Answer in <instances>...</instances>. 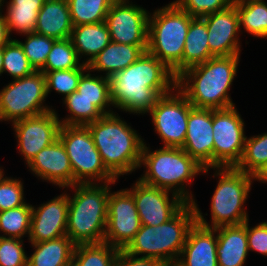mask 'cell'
Wrapping results in <instances>:
<instances>
[{
	"label": "cell",
	"mask_w": 267,
	"mask_h": 266,
	"mask_svg": "<svg viewBox=\"0 0 267 266\" xmlns=\"http://www.w3.org/2000/svg\"><path fill=\"white\" fill-rule=\"evenodd\" d=\"M119 251L106 243L76 245L72 266H114Z\"/></svg>",
	"instance_id": "cell-33"
},
{
	"label": "cell",
	"mask_w": 267,
	"mask_h": 266,
	"mask_svg": "<svg viewBox=\"0 0 267 266\" xmlns=\"http://www.w3.org/2000/svg\"><path fill=\"white\" fill-rule=\"evenodd\" d=\"M13 37H10L5 18L0 10V48L4 47Z\"/></svg>",
	"instance_id": "cell-46"
},
{
	"label": "cell",
	"mask_w": 267,
	"mask_h": 266,
	"mask_svg": "<svg viewBox=\"0 0 267 266\" xmlns=\"http://www.w3.org/2000/svg\"><path fill=\"white\" fill-rule=\"evenodd\" d=\"M3 71V47L0 48V76H2Z\"/></svg>",
	"instance_id": "cell-49"
},
{
	"label": "cell",
	"mask_w": 267,
	"mask_h": 266,
	"mask_svg": "<svg viewBox=\"0 0 267 266\" xmlns=\"http://www.w3.org/2000/svg\"><path fill=\"white\" fill-rule=\"evenodd\" d=\"M55 109L18 120L11 124L15 133L18 153L28 165L43 148L58 139L60 120Z\"/></svg>",
	"instance_id": "cell-15"
},
{
	"label": "cell",
	"mask_w": 267,
	"mask_h": 266,
	"mask_svg": "<svg viewBox=\"0 0 267 266\" xmlns=\"http://www.w3.org/2000/svg\"><path fill=\"white\" fill-rule=\"evenodd\" d=\"M126 189L133 195L141 225L158 226L170 220L187 203L179 195L139 179Z\"/></svg>",
	"instance_id": "cell-16"
},
{
	"label": "cell",
	"mask_w": 267,
	"mask_h": 266,
	"mask_svg": "<svg viewBox=\"0 0 267 266\" xmlns=\"http://www.w3.org/2000/svg\"><path fill=\"white\" fill-rule=\"evenodd\" d=\"M165 263L148 257H139L120 250L114 266H163Z\"/></svg>",
	"instance_id": "cell-44"
},
{
	"label": "cell",
	"mask_w": 267,
	"mask_h": 266,
	"mask_svg": "<svg viewBox=\"0 0 267 266\" xmlns=\"http://www.w3.org/2000/svg\"><path fill=\"white\" fill-rule=\"evenodd\" d=\"M24 239L0 237V266H27Z\"/></svg>",
	"instance_id": "cell-41"
},
{
	"label": "cell",
	"mask_w": 267,
	"mask_h": 266,
	"mask_svg": "<svg viewBox=\"0 0 267 266\" xmlns=\"http://www.w3.org/2000/svg\"><path fill=\"white\" fill-rule=\"evenodd\" d=\"M62 101L66 107V111L69 112L65 118H59L61 125L86 126L105 115L96 105L92 104L90 100L81 96V93L77 90Z\"/></svg>",
	"instance_id": "cell-29"
},
{
	"label": "cell",
	"mask_w": 267,
	"mask_h": 266,
	"mask_svg": "<svg viewBox=\"0 0 267 266\" xmlns=\"http://www.w3.org/2000/svg\"><path fill=\"white\" fill-rule=\"evenodd\" d=\"M142 166L145 170L137 179L145 184L171 191L187 203H192L196 199L188 189L193 185V180L200 174H210L208 171L211 170L200 166L182 148L161 146L152 151L145 142L139 169Z\"/></svg>",
	"instance_id": "cell-4"
},
{
	"label": "cell",
	"mask_w": 267,
	"mask_h": 266,
	"mask_svg": "<svg viewBox=\"0 0 267 266\" xmlns=\"http://www.w3.org/2000/svg\"><path fill=\"white\" fill-rule=\"evenodd\" d=\"M239 14L240 32L256 38H267V2L252 1L235 5ZM242 29V31H241Z\"/></svg>",
	"instance_id": "cell-30"
},
{
	"label": "cell",
	"mask_w": 267,
	"mask_h": 266,
	"mask_svg": "<svg viewBox=\"0 0 267 266\" xmlns=\"http://www.w3.org/2000/svg\"><path fill=\"white\" fill-rule=\"evenodd\" d=\"M208 30V45L214 57L241 55L239 14L235 5L202 17ZM241 44V45H240Z\"/></svg>",
	"instance_id": "cell-18"
},
{
	"label": "cell",
	"mask_w": 267,
	"mask_h": 266,
	"mask_svg": "<svg viewBox=\"0 0 267 266\" xmlns=\"http://www.w3.org/2000/svg\"><path fill=\"white\" fill-rule=\"evenodd\" d=\"M212 109L193 107L188 116L182 149L204 169L213 168Z\"/></svg>",
	"instance_id": "cell-20"
},
{
	"label": "cell",
	"mask_w": 267,
	"mask_h": 266,
	"mask_svg": "<svg viewBox=\"0 0 267 266\" xmlns=\"http://www.w3.org/2000/svg\"><path fill=\"white\" fill-rule=\"evenodd\" d=\"M216 228H207L197 222L190 228L178 266H218Z\"/></svg>",
	"instance_id": "cell-21"
},
{
	"label": "cell",
	"mask_w": 267,
	"mask_h": 266,
	"mask_svg": "<svg viewBox=\"0 0 267 266\" xmlns=\"http://www.w3.org/2000/svg\"><path fill=\"white\" fill-rule=\"evenodd\" d=\"M67 191H66V190ZM62 194L41 203L32 205V219L29 243L48 241L67 235L68 188Z\"/></svg>",
	"instance_id": "cell-17"
},
{
	"label": "cell",
	"mask_w": 267,
	"mask_h": 266,
	"mask_svg": "<svg viewBox=\"0 0 267 266\" xmlns=\"http://www.w3.org/2000/svg\"><path fill=\"white\" fill-rule=\"evenodd\" d=\"M0 89V121L12 124L54 109L47 105L46 78L43 72L13 79Z\"/></svg>",
	"instance_id": "cell-10"
},
{
	"label": "cell",
	"mask_w": 267,
	"mask_h": 266,
	"mask_svg": "<svg viewBox=\"0 0 267 266\" xmlns=\"http://www.w3.org/2000/svg\"><path fill=\"white\" fill-rule=\"evenodd\" d=\"M77 91L90 100L105 115L115 113L110 95V80L99 74H92L88 69L80 78Z\"/></svg>",
	"instance_id": "cell-28"
},
{
	"label": "cell",
	"mask_w": 267,
	"mask_h": 266,
	"mask_svg": "<svg viewBox=\"0 0 267 266\" xmlns=\"http://www.w3.org/2000/svg\"><path fill=\"white\" fill-rule=\"evenodd\" d=\"M70 39L78 57L84 58L82 62L87 65L111 42L105 22L73 26Z\"/></svg>",
	"instance_id": "cell-25"
},
{
	"label": "cell",
	"mask_w": 267,
	"mask_h": 266,
	"mask_svg": "<svg viewBox=\"0 0 267 266\" xmlns=\"http://www.w3.org/2000/svg\"><path fill=\"white\" fill-rule=\"evenodd\" d=\"M88 70V65L80 68L46 72V92L48 95L54 90L61 94L64 100L68 95L77 90L81 76Z\"/></svg>",
	"instance_id": "cell-37"
},
{
	"label": "cell",
	"mask_w": 267,
	"mask_h": 266,
	"mask_svg": "<svg viewBox=\"0 0 267 266\" xmlns=\"http://www.w3.org/2000/svg\"><path fill=\"white\" fill-rule=\"evenodd\" d=\"M245 122L236 106L212 109L213 168L235 167L243 154Z\"/></svg>",
	"instance_id": "cell-11"
},
{
	"label": "cell",
	"mask_w": 267,
	"mask_h": 266,
	"mask_svg": "<svg viewBox=\"0 0 267 266\" xmlns=\"http://www.w3.org/2000/svg\"><path fill=\"white\" fill-rule=\"evenodd\" d=\"M115 0H67L73 26L105 22Z\"/></svg>",
	"instance_id": "cell-32"
},
{
	"label": "cell",
	"mask_w": 267,
	"mask_h": 266,
	"mask_svg": "<svg viewBox=\"0 0 267 266\" xmlns=\"http://www.w3.org/2000/svg\"><path fill=\"white\" fill-rule=\"evenodd\" d=\"M240 56L212 57L192 66L176 77V88L195 108L217 110L235 106L229 90L237 75Z\"/></svg>",
	"instance_id": "cell-2"
},
{
	"label": "cell",
	"mask_w": 267,
	"mask_h": 266,
	"mask_svg": "<svg viewBox=\"0 0 267 266\" xmlns=\"http://www.w3.org/2000/svg\"><path fill=\"white\" fill-rule=\"evenodd\" d=\"M115 113L87 124L106 169L118 180L139 169L144 138Z\"/></svg>",
	"instance_id": "cell-3"
},
{
	"label": "cell",
	"mask_w": 267,
	"mask_h": 266,
	"mask_svg": "<svg viewBox=\"0 0 267 266\" xmlns=\"http://www.w3.org/2000/svg\"><path fill=\"white\" fill-rule=\"evenodd\" d=\"M216 232L218 266H244L249 255L247 220L240 225L218 227Z\"/></svg>",
	"instance_id": "cell-22"
},
{
	"label": "cell",
	"mask_w": 267,
	"mask_h": 266,
	"mask_svg": "<svg viewBox=\"0 0 267 266\" xmlns=\"http://www.w3.org/2000/svg\"><path fill=\"white\" fill-rule=\"evenodd\" d=\"M34 252L27 258V266H72L75 244L67 236L31 243Z\"/></svg>",
	"instance_id": "cell-26"
},
{
	"label": "cell",
	"mask_w": 267,
	"mask_h": 266,
	"mask_svg": "<svg viewBox=\"0 0 267 266\" xmlns=\"http://www.w3.org/2000/svg\"><path fill=\"white\" fill-rule=\"evenodd\" d=\"M232 5L245 4L252 1H261V0H230Z\"/></svg>",
	"instance_id": "cell-48"
},
{
	"label": "cell",
	"mask_w": 267,
	"mask_h": 266,
	"mask_svg": "<svg viewBox=\"0 0 267 266\" xmlns=\"http://www.w3.org/2000/svg\"><path fill=\"white\" fill-rule=\"evenodd\" d=\"M214 57L209 50L208 30L206 21L201 17H194L188 29L183 50V71L204 63Z\"/></svg>",
	"instance_id": "cell-27"
},
{
	"label": "cell",
	"mask_w": 267,
	"mask_h": 266,
	"mask_svg": "<svg viewBox=\"0 0 267 266\" xmlns=\"http://www.w3.org/2000/svg\"><path fill=\"white\" fill-rule=\"evenodd\" d=\"M45 0H0V9H17L25 11H40ZM5 4V5H4Z\"/></svg>",
	"instance_id": "cell-45"
},
{
	"label": "cell",
	"mask_w": 267,
	"mask_h": 266,
	"mask_svg": "<svg viewBox=\"0 0 267 266\" xmlns=\"http://www.w3.org/2000/svg\"><path fill=\"white\" fill-rule=\"evenodd\" d=\"M145 51L140 46L110 42L92 61L88 69L110 78L134 63Z\"/></svg>",
	"instance_id": "cell-23"
},
{
	"label": "cell",
	"mask_w": 267,
	"mask_h": 266,
	"mask_svg": "<svg viewBox=\"0 0 267 266\" xmlns=\"http://www.w3.org/2000/svg\"><path fill=\"white\" fill-rule=\"evenodd\" d=\"M9 30L10 37L12 33H19V35H25L31 32H35L37 23V17L39 11H25L17 9H0ZM15 31V32H13Z\"/></svg>",
	"instance_id": "cell-40"
},
{
	"label": "cell",
	"mask_w": 267,
	"mask_h": 266,
	"mask_svg": "<svg viewBox=\"0 0 267 266\" xmlns=\"http://www.w3.org/2000/svg\"><path fill=\"white\" fill-rule=\"evenodd\" d=\"M73 24L67 0H45L37 17L35 33L55 39L71 37Z\"/></svg>",
	"instance_id": "cell-24"
},
{
	"label": "cell",
	"mask_w": 267,
	"mask_h": 266,
	"mask_svg": "<svg viewBox=\"0 0 267 266\" xmlns=\"http://www.w3.org/2000/svg\"><path fill=\"white\" fill-rule=\"evenodd\" d=\"M192 108L188 99L175 87L169 94L161 96L147 113L164 147H183Z\"/></svg>",
	"instance_id": "cell-12"
},
{
	"label": "cell",
	"mask_w": 267,
	"mask_h": 266,
	"mask_svg": "<svg viewBox=\"0 0 267 266\" xmlns=\"http://www.w3.org/2000/svg\"><path fill=\"white\" fill-rule=\"evenodd\" d=\"M192 17L173 1L150 12L147 52L162 61L175 77L183 72V50Z\"/></svg>",
	"instance_id": "cell-8"
},
{
	"label": "cell",
	"mask_w": 267,
	"mask_h": 266,
	"mask_svg": "<svg viewBox=\"0 0 267 266\" xmlns=\"http://www.w3.org/2000/svg\"><path fill=\"white\" fill-rule=\"evenodd\" d=\"M116 182L77 183L69 188L67 236L75 245L104 243L109 192Z\"/></svg>",
	"instance_id": "cell-5"
},
{
	"label": "cell",
	"mask_w": 267,
	"mask_h": 266,
	"mask_svg": "<svg viewBox=\"0 0 267 266\" xmlns=\"http://www.w3.org/2000/svg\"><path fill=\"white\" fill-rule=\"evenodd\" d=\"M20 178L4 176L0 181V211L25 205L24 183Z\"/></svg>",
	"instance_id": "cell-39"
},
{
	"label": "cell",
	"mask_w": 267,
	"mask_h": 266,
	"mask_svg": "<svg viewBox=\"0 0 267 266\" xmlns=\"http://www.w3.org/2000/svg\"><path fill=\"white\" fill-rule=\"evenodd\" d=\"M141 227L133 195L125 188L109 192L104 243L124 250Z\"/></svg>",
	"instance_id": "cell-14"
},
{
	"label": "cell",
	"mask_w": 267,
	"mask_h": 266,
	"mask_svg": "<svg viewBox=\"0 0 267 266\" xmlns=\"http://www.w3.org/2000/svg\"><path fill=\"white\" fill-rule=\"evenodd\" d=\"M212 170L214 171L212 177L218 180L210 203L211 223L203 216L197 200H194L192 204L196 213V222L214 229L243 224L249 219L244 206L254 183L252 175L234 167L212 168Z\"/></svg>",
	"instance_id": "cell-6"
},
{
	"label": "cell",
	"mask_w": 267,
	"mask_h": 266,
	"mask_svg": "<svg viewBox=\"0 0 267 266\" xmlns=\"http://www.w3.org/2000/svg\"><path fill=\"white\" fill-rule=\"evenodd\" d=\"M130 0H115L105 18L112 42L140 46L148 44L150 12Z\"/></svg>",
	"instance_id": "cell-13"
},
{
	"label": "cell",
	"mask_w": 267,
	"mask_h": 266,
	"mask_svg": "<svg viewBox=\"0 0 267 266\" xmlns=\"http://www.w3.org/2000/svg\"><path fill=\"white\" fill-rule=\"evenodd\" d=\"M36 70L30 64L23 48L16 39H11L3 47V71L2 74L10 78L19 79L33 74Z\"/></svg>",
	"instance_id": "cell-36"
},
{
	"label": "cell",
	"mask_w": 267,
	"mask_h": 266,
	"mask_svg": "<svg viewBox=\"0 0 267 266\" xmlns=\"http://www.w3.org/2000/svg\"><path fill=\"white\" fill-rule=\"evenodd\" d=\"M173 2L192 17L201 18L232 5L230 0H173Z\"/></svg>",
	"instance_id": "cell-42"
},
{
	"label": "cell",
	"mask_w": 267,
	"mask_h": 266,
	"mask_svg": "<svg viewBox=\"0 0 267 266\" xmlns=\"http://www.w3.org/2000/svg\"><path fill=\"white\" fill-rule=\"evenodd\" d=\"M195 222L194 206L186 203L170 220L158 226L141 225L124 251L164 263H176Z\"/></svg>",
	"instance_id": "cell-7"
},
{
	"label": "cell",
	"mask_w": 267,
	"mask_h": 266,
	"mask_svg": "<svg viewBox=\"0 0 267 266\" xmlns=\"http://www.w3.org/2000/svg\"><path fill=\"white\" fill-rule=\"evenodd\" d=\"M267 161V132L246 137L244 150L235 169L254 175Z\"/></svg>",
	"instance_id": "cell-35"
},
{
	"label": "cell",
	"mask_w": 267,
	"mask_h": 266,
	"mask_svg": "<svg viewBox=\"0 0 267 266\" xmlns=\"http://www.w3.org/2000/svg\"><path fill=\"white\" fill-rule=\"evenodd\" d=\"M32 219V204L0 211V237L29 238ZM3 233V234H2Z\"/></svg>",
	"instance_id": "cell-31"
},
{
	"label": "cell",
	"mask_w": 267,
	"mask_h": 266,
	"mask_svg": "<svg viewBox=\"0 0 267 266\" xmlns=\"http://www.w3.org/2000/svg\"><path fill=\"white\" fill-rule=\"evenodd\" d=\"M163 266H178L176 263H165Z\"/></svg>",
	"instance_id": "cell-51"
},
{
	"label": "cell",
	"mask_w": 267,
	"mask_h": 266,
	"mask_svg": "<svg viewBox=\"0 0 267 266\" xmlns=\"http://www.w3.org/2000/svg\"><path fill=\"white\" fill-rule=\"evenodd\" d=\"M24 42L16 38L23 48L24 54L36 71H39L46 63L55 38L43 36L35 32L25 35Z\"/></svg>",
	"instance_id": "cell-38"
},
{
	"label": "cell",
	"mask_w": 267,
	"mask_h": 266,
	"mask_svg": "<svg viewBox=\"0 0 267 266\" xmlns=\"http://www.w3.org/2000/svg\"><path fill=\"white\" fill-rule=\"evenodd\" d=\"M36 178L60 189L73 185V171L66 149L58 138L43 148L27 165Z\"/></svg>",
	"instance_id": "cell-19"
},
{
	"label": "cell",
	"mask_w": 267,
	"mask_h": 266,
	"mask_svg": "<svg viewBox=\"0 0 267 266\" xmlns=\"http://www.w3.org/2000/svg\"><path fill=\"white\" fill-rule=\"evenodd\" d=\"M58 138L64 145L77 183L118 182L106 169L87 126L61 125Z\"/></svg>",
	"instance_id": "cell-9"
},
{
	"label": "cell",
	"mask_w": 267,
	"mask_h": 266,
	"mask_svg": "<svg viewBox=\"0 0 267 266\" xmlns=\"http://www.w3.org/2000/svg\"><path fill=\"white\" fill-rule=\"evenodd\" d=\"M253 181H258L267 184V161L262 165V167L252 176Z\"/></svg>",
	"instance_id": "cell-47"
},
{
	"label": "cell",
	"mask_w": 267,
	"mask_h": 266,
	"mask_svg": "<svg viewBox=\"0 0 267 266\" xmlns=\"http://www.w3.org/2000/svg\"><path fill=\"white\" fill-rule=\"evenodd\" d=\"M110 80L113 108L146 115L157 100L176 87V77L162 61L147 51Z\"/></svg>",
	"instance_id": "cell-1"
},
{
	"label": "cell",
	"mask_w": 267,
	"mask_h": 266,
	"mask_svg": "<svg viewBox=\"0 0 267 266\" xmlns=\"http://www.w3.org/2000/svg\"><path fill=\"white\" fill-rule=\"evenodd\" d=\"M247 220V242L249 252H256L257 254L267 256V221H262L256 226H249Z\"/></svg>",
	"instance_id": "cell-43"
},
{
	"label": "cell",
	"mask_w": 267,
	"mask_h": 266,
	"mask_svg": "<svg viewBox=\"0 0 267 266\" xmlns=\"http://www.w3.org/2000/svg\"><path fill=\"white\" fill-rule=\"evenodd\" d=\"M4 174H5L4 168L1 167V165H0V181L5 176Z\"/></svg>",
	"instance_id": "cell-50"
},
{
	"label": "cell",
	"mask_w": 267,
	"mask_h": 266,
	"mask_svg": "<svg viewBox=\"0 0 267 266\" xmlns=\"http://www.w3.org/2000/svg\"><path fill=\"white\" fill-rule=\"evenodd\" d=\"M81 61L70 38L56 39L45 65L39 71L45 74L51 71L80 68L84 64Z\"/></svg>",
	"instance_id": "cell-34"
}]
</instances>
